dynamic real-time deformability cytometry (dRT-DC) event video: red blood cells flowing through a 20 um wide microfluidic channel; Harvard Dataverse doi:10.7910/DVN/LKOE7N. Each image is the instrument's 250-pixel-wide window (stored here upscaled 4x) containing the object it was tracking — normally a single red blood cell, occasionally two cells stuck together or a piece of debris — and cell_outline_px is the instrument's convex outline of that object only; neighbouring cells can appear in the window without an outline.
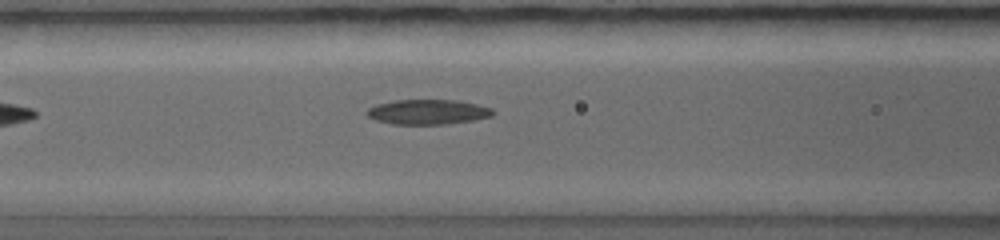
{"species": "common noctule bat (a hibernating species)", "species_latin": "Nyctalus noctula", "temperature_condition": "warm", "stored_images_in_passage": 23, "camera_frame_rate_fps": 5000, "um_per_image_px": 0.085, "animal": {"sex": "female", "body_mass_g": 19.0, "forearm_length_mm": 56.7}, "frame": {"image": 1, "passage_image": 6, "time_ms": 1.2, "image_size_px": [1000, 240], "cell_outline_px": [[496, 112], [492, 116], [472, 120], [448, 124], [392, 124], [376, 120], [368, 116], [364, 112], [368, 108], [376, 104], [396, 100], [456, 100], [476, 104], [492, 108]], "centroid_in_image_um": [36.36, 9.51], "position_along_channel_um": 130.2, "area_um2": 18.32}}
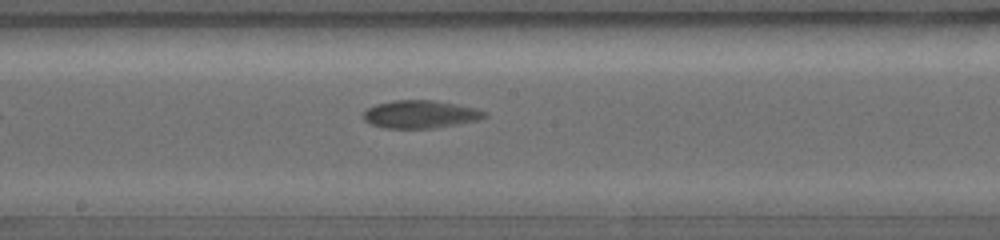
{"frame": {"image": 2, "passage_image": 10, "time_ms": 2.6, "image_size_px": [1000, 240], "cell_outline_px": [[488, 116], [476, 120], [456, 124], [432, 128], [384, 128], [368, 124], [364, 120], [364, 112], [368, 108], [376, 104], [396, 100], [432, 100], [456, 104], [476, 108], [488, 112]], "centroid_in_image_um": [35.72, 9.71], "position_along_channel_um": 212.5, "area_um2": 19.59}}
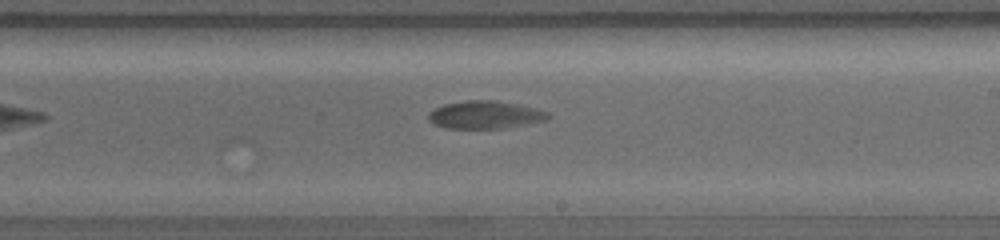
{"frame": {"image": 3, "passage_image": 12, "time_ms": 3.2, "image_size_px": [1000, 240], "cell_outline_px": [[552, 116], [548, 120], [508, 128], [444, 128], [432, 124], [428, 120], [428, 112], [444, 104], [468, 100], [496, 100], [536, 108], [552, 112]], "centroid_in_image_um": [41.28, 9.76], "position_along_channel_um": 247.7, "area_um2": 19.71}}